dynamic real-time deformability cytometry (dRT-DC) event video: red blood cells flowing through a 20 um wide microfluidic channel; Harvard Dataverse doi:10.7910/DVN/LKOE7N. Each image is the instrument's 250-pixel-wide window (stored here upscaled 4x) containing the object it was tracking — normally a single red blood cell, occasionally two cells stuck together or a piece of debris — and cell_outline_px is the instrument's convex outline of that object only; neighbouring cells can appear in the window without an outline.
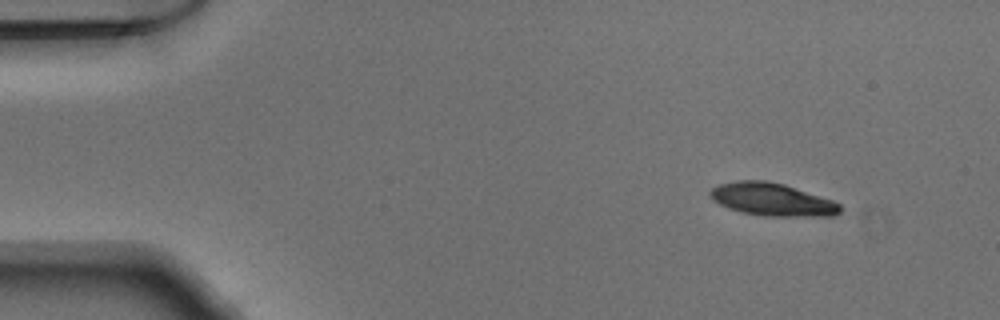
{"species": "Egyptian fruit bat (a non-hibernating species)", "species_latin": "Rousettus aegyptiacus", "temperature_condition": "warm", "stored_images_in_passage": 46, "camera_frame_rate_fps": 3000, "um_per_image_px": 0.085, "animal": {"sex": "male"}, "frame": {"image": 1, "passage_image": 1, "time_ms": 0.0, "image_size_px": [1000, 320], "cell_outline_px": [[840, 212], [832, 216], [764, 216], [740, 212], [728, 208], [712, 200], [708, 192], [712, 188], [720, 184], [736, 180], [764, 180], [784, 184], [832, 200], [840, 204]], "centroid_in_image_um": [65.59, 16.95], "position_along_channel_um": 19.4, "area_um2": 24.8}}
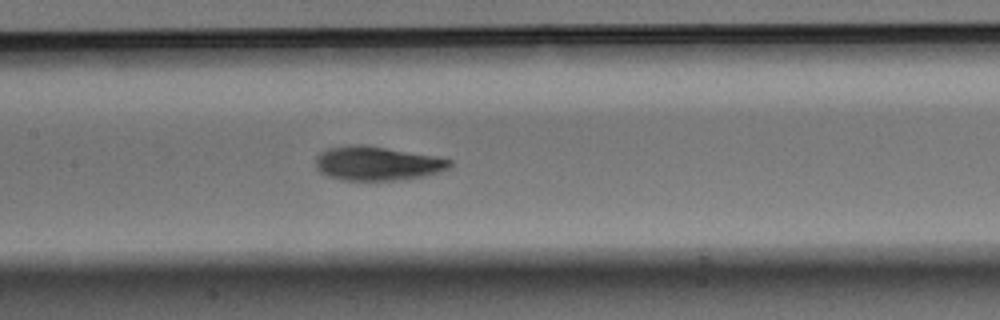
{"frame": {"image": 2, "passage_image": 20, "time_ms": 6.333, "image_size_px": [1000, 320], "cell_outline_px": [[452, 164], [448, 168], [424, 176], [396, 180], [340, 180], [328, 176], [320, 172], [316, 168], [316, 156], [320, 152], [328, 148], [348, 144], [360, 144], [436, 156], [452, 160]], "centroid_in_image_um": [32.01, 13.88], "position_along_channel_um": 175.4, "area_um2": 26.53}}
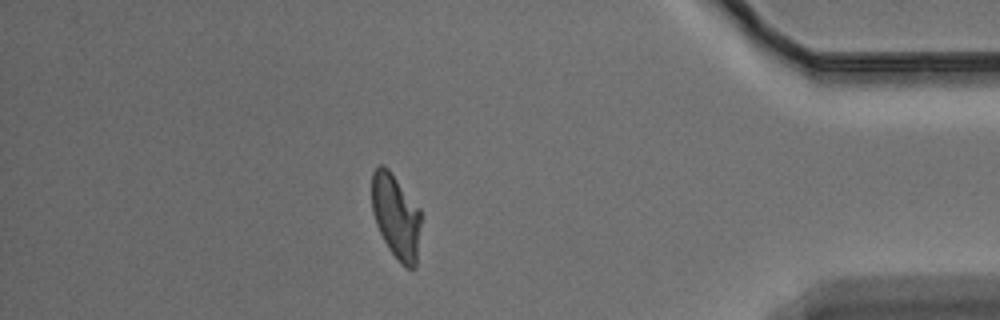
{"frame": {"image": 3, "passage_image": 40, "time_ms": 13.0, "image_size_px": [1000, 320], "cell_outline_px": [[420, 224], [416, 268], [408, 268], [388, 248], [376, 224], [372, 212], [372, 172], [380, 164], [384, 164], [388, 168], [420, 208]], "centroid_in_image_um": [33.65, 18.34], "position_along_channel_um": 401.6, "area_um2": 23.93}}